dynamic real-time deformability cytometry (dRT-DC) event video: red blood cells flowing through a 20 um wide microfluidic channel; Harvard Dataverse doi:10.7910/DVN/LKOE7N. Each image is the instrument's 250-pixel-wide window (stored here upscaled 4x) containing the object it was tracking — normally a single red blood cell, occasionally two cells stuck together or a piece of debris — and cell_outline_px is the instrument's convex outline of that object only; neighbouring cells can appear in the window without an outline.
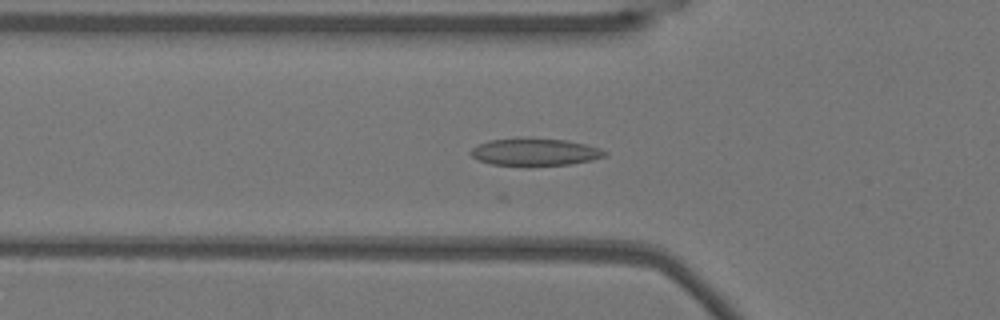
{"species": "Egyptian fruit bat (a non-hibernating species)", "species_latin": "Rousettus aegyptiacus", "temperature_condition": "warm", "stored_images_in_passage": 47, "camera_frame_rate_fps": 3000, "um_per_image_px": 0.085, "animal": {"sex": "female"}, "frame": {"image": 1, "passage_image": 16, "time_ms": 5.0, "image_size_px": [1000, 320], "cell_outline_px": [[608, 152], [604, 156], [592, 160], [572, 164], [528, 168], [524, 168], [492, 164], [480, 160], [472, 156], [468, 152], [476, 144], [488, 140], [568, 140], [600, 148]], "centroid_in_image_um": [45.46, 12.99], "position_along_channel_um": 80.3, "area_um2": 21.44}}
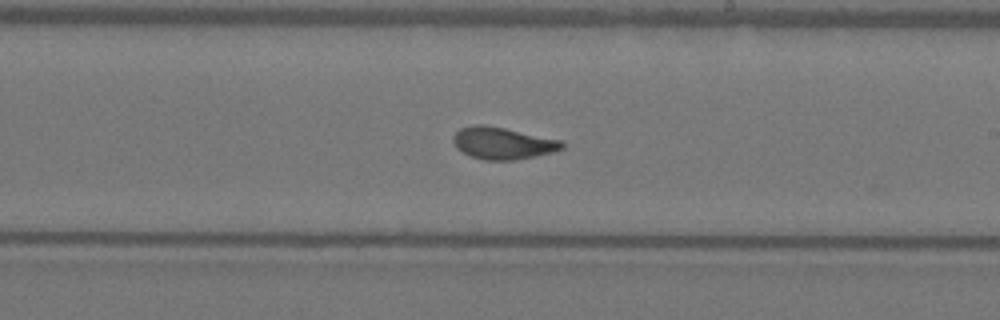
{"frame": {"image": 2, "passage_image": 29, "time_ms": 9.333, "image_size_px": [1000, 320], "cell_outline_px": [[564, 148], [552, 152], [536, 156], [512, 160], [484, 160], [472, 156], [456, 148], [452, 140], [452, 136], [460, 128], [472, 124], [484, 124], [504, 128], [560, 140], [564, 144]], "centroid_in_image_um": [42.69, 12.16], "position_along_channel_um": 246.3, "area_um2": 20.17}}
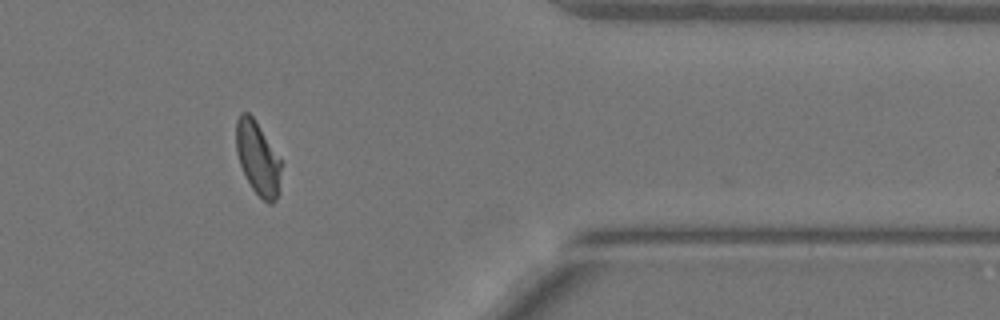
{"frame": {"image": 3, "passage_image": 42, "time_ms": 13.667, "image_size_px": [1000, 320], "cell_outline_px": [[280, 192], [276, 200], [272, 204], [268, 204], [252, 188], [240, 164], [236, 152], [236, 120], [240, 112], [248, 112], [252, 116], [280, 160]], "centroid_in_image_um": [21.9, 13.47], "position_along_channel_um": 389.5, "area_um2": 18.84}, "authors_computed_cell_mechanics": {"area_um2": 19.9988, "velocity_mm_per_s": 3.8084, "shape_relaxation_time_tau1_ms": null, "shape_relaxation_time_tau2_ms": 1.1613, "deformation_change_tau1": null, "deformation_change_tau2": 0.0646}}